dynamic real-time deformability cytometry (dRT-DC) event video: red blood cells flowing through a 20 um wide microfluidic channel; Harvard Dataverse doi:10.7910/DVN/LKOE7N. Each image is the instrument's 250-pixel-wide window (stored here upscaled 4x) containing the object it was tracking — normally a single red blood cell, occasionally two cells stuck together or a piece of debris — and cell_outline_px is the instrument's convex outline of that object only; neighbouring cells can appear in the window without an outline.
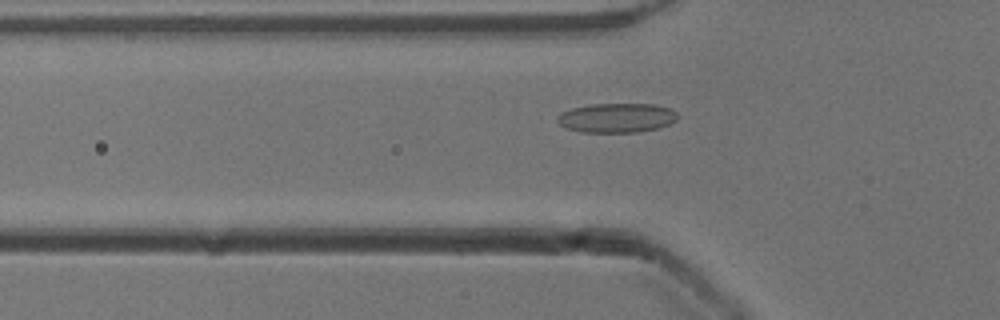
{"species": "common noctule bat (a hibernating species)", "species_latin": "Nyctalus noctula", "temperature_condition": "cold", "stored_images_in_passage": 47, "camera_frame_rate_fps": 3000, "um_per_image_px": 0.085, "animal": {"sex": "male", "body_mass_g": 13.3}, "frame": {"image": 1, "passage_image": 12, "time_ms": 3.667, "image_size_px": [1000, 320], "cell_outline_px": [[676, 120], [660, 128], [636, 132], [580, 132], [568, 128], [560, 124], [556, 120], [556, 116], [560, 112], [572, 108], [592, 104], [656, 104], [668, 108], [676, 112]], "centroid_in_image_um": [52.39, 10.01], "position_along_channel_um": 73.4, "area_um2": 20.58}}
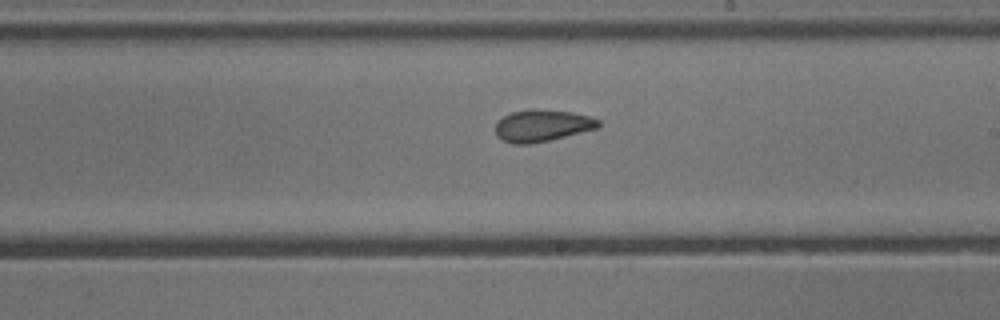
{"frame": {"image": 2, "passage_image": 25, "time_ms": 8.0, "image_size_px": [1000, 320], "cell_outline_px": [[600, 128], [548, 140], [528, 144], [512, 144], [500, 140], [496, 136], [496, 120], [512, 112], [532, 108], [536, 108], [572, 112], [592, 116], [600, 120]], "centroid_in_image_um": [46.09, 10.66], "position_along_channel_um": 242.9, "area_um2": 19.48}}
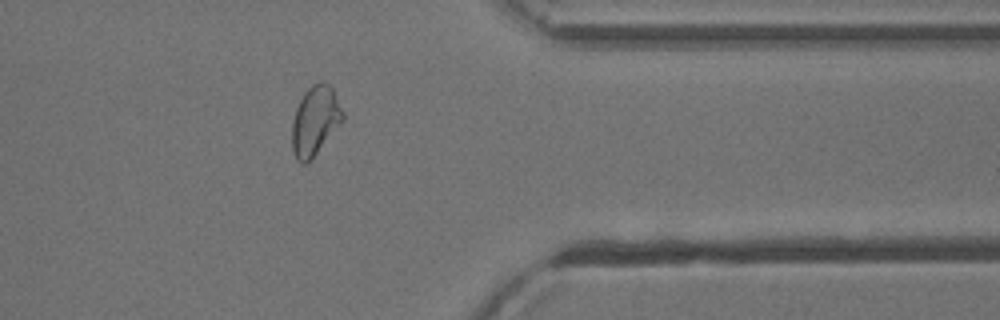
{"frame": {"image": 3, "passage_image": 37, "time_ms": 12.0, "image_size_px": [1000, 320], "cell_outline_px": [[344, 120], [312, 160], [308, 164], [300, 164], [296, 160], [292, 148], [292, 120], [296, 108], [304, 92], [312, 84], [320, 80], [328, 84], [332, 88], [344, 112]], "centroid_in_image_um": [26.78, 10.29], "position_along_channel_um": 384.6, "area_um2": 20.87}, "authors_computed_cell_mechanics": {"area_um2": 19.941, "velocity_mm_per_s": 3.8912, "shape_relaxation_time_tau1_ms": null, "shape_relaxation_time_tau2_ms": 1.9189, "deformation_change_tau1": null, "deformation_change_tau2": 0.0864}}